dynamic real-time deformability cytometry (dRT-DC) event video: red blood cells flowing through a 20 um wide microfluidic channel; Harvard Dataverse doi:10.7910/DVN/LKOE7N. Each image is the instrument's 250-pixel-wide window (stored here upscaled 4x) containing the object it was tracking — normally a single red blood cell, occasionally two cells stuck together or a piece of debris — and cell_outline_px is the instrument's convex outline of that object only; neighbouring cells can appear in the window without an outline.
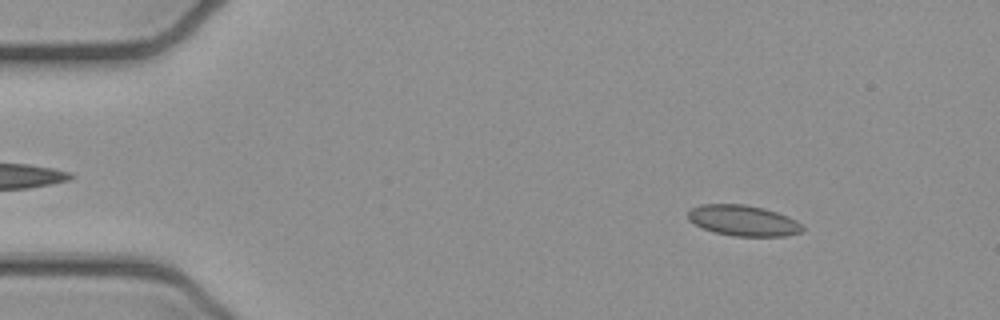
{"species": "common noctule bat (a hibernating species)", "species_latin": "Nyctalus noctula", "temperature_condition": "cold", "stored_images_in_passage": 3, "camera_frame_rate_fps": 3000, "um_per_image_px": 0.085, "animal": {"sex": "female", "body_mass_g": 21.9}, "frame": {"image": 1, "passage_image": 1, "time_ms": 0.0, "image_size_px": [1000, 320], "cell_outline_px": [[804, 232], [784, 236], [736, 236], [712, 232], [688, 220], [688, 212], [692, 208], [700, 204], [744, 204], [764, 208], [788, 216], [796, 220], [804, 228]], "centroid_in_image_um": [63.19, 18.75], "position_along_channel_um": 21.8, "area_um2": 20.52}}